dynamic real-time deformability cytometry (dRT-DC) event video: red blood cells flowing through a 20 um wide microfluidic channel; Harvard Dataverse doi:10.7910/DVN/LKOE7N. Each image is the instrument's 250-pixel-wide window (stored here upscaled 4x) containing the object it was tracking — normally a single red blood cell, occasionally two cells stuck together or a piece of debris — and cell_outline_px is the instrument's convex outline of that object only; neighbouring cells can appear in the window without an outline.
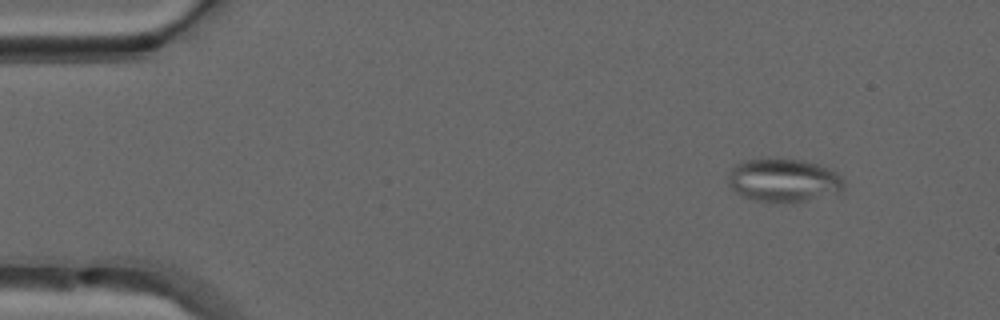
{"species": "common noctule bat (a hibernating species)", "species_latin": "Nyctalus noctula", "temperature_condition": "warm", "stored_images_in_passage": 46, "camera_frame_rate_fps": 3000, "um_per_image_px": 0.085, "animal": {"sex": "male", "forearm_length_mm": 52.5}, "frame": {"image": 1, "passage_image": 1, "time_ms": 0.0, "image_size_px": [1000, 320], "cell_outline_px": [[844, 188], [836, 192], [792, 204], [780, 204], [752, 200], [736, 192], [728, 184], [728, 176], [732, 168], [736, 164], [748, 160], [804, 160], [816, 164], [836, 172], [844, 180]], "centroid_in_image_um": [66.58, 15.37], "position_along_channel_um": 18.4, "area_um2": 28.96}}
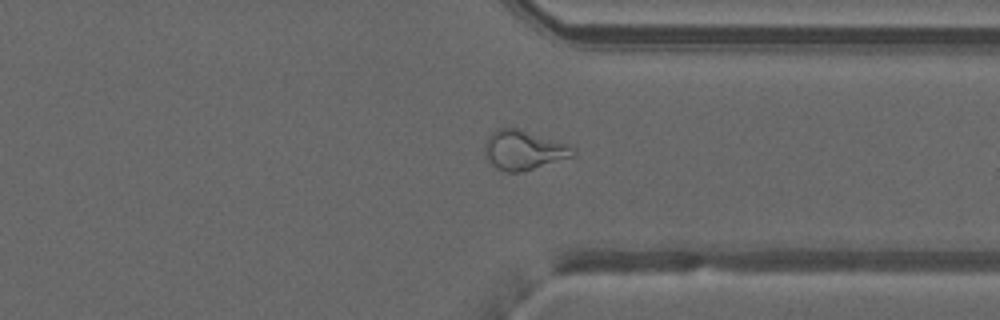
{"frame": {"image": 2, "passage_image": 34, "time_ms": 11.0, "image_size_px": [1000, 320], "cell_outline_px": [[576, 156], [520, 172], [508, 172], [496, 168], [484, 156], [484, 144], [488, 136], [496, 128], [516, 128], [572, 144], [576, 148]], "centroid_in_image_um": [44.55, 12.75], "position_along_channel_um": 366.9, "area_um2": 20.63}}
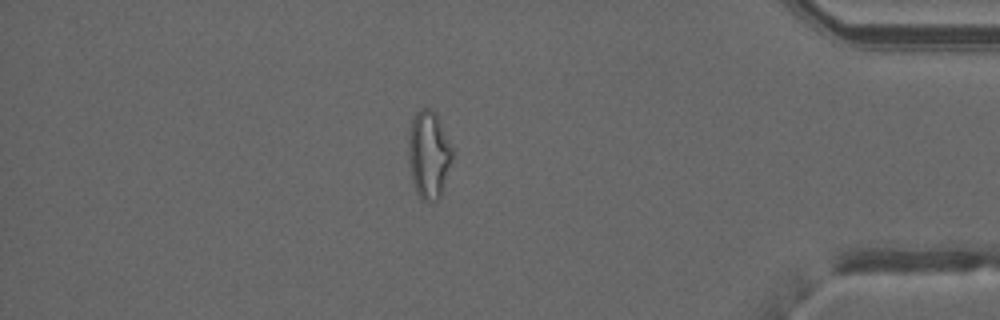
{"frame": {"image": 3, "passage_image": 39, "time_ms": 12.667, "image_size_px": [1000, 320], "cell_outline_px": [[452, 160], [444, 188], [440, 196], [436, 200], [424, 200], [416, 192], [412, 180], [408, 156], [408, 140], [412, 120], [416, 112], [420, 108], [432, 108], [436, 112], [452, 148]], "centroid_in_image_um": [36.45, 13.12], "position_along_channel_um": 398.8, "area_um2": 22.37}, "authors_computed_cell_mechanics": {"area_um2": 22.3975, "velocity_mm_per_s": 4.0583, "shape_relaxation_time_tau1_ms": null, "shape_relaxation_time_tau2_ms": 1.4532, "deformation_change_tau1": null, "deformation_change_tau2": 0.0931}}